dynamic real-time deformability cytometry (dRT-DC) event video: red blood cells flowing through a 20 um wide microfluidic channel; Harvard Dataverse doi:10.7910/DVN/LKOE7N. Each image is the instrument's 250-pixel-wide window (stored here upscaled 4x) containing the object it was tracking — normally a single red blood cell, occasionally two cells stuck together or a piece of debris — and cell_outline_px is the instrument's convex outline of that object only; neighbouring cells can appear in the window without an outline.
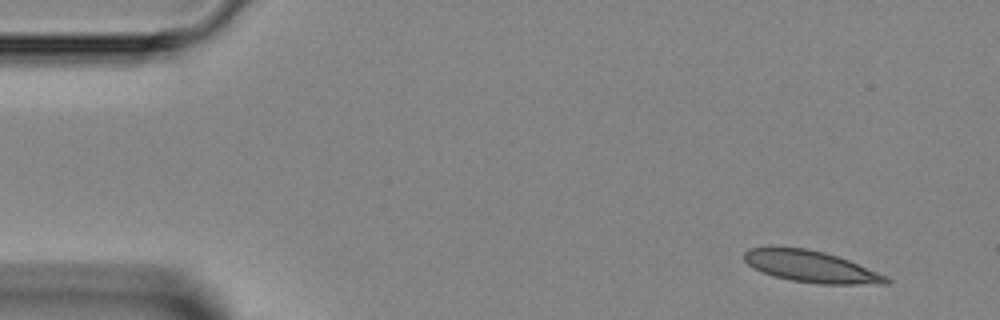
{"species": "Egyptian fruit bat (a non-hibernating species)", "species_latin": "Rousettus aegyptiacus", "temperature_condition": "room temperature", "stored_images_in_passage": 4, "camera_frame_rate_fps": 3000, "um_per_image_px": 0.085, "animal": {"sex": "female"}, "frame": {"image": 1, "passage_image": 1, "time_ms": 0.0, "image_size_px": [1000, 320], "cell_outline_px": [[892, 280], [888, 284], [820, 284], [788, 280], [764, 272], [748, 264], [744, 260], [744, 252], [748, 248], [772, 244], [776, 244], [808, 248], [824, 252], [848, 260], [888, 276]], "centroid_in_image_um": [68.89, 22.61], "position_along_channel_um": 16.1, "area_um2": 26.7}}
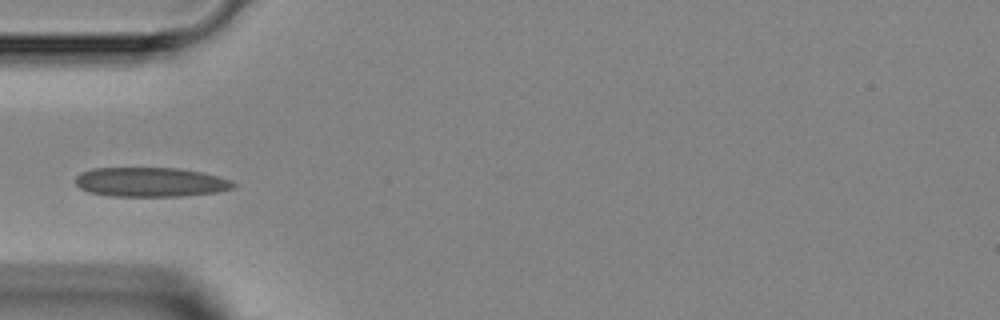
{"frame": {"image": 2, "passage_image": 4, "time_ms": 3.667, "image_size_px": [1000, 320], "cell_outline_px": [[236, 184], [232, 188], [216, 192], [180, 196], [108, 196], [88, 192], [80, 188], [76, 184], [76, 176], [80, 172], [92, 168], [180, 168], [204, 172], [232, 180]], "centroid_in_image_um": [12.78, 15.47], "position_along_channel_um": 72.2, "area_um2": 27.22}}